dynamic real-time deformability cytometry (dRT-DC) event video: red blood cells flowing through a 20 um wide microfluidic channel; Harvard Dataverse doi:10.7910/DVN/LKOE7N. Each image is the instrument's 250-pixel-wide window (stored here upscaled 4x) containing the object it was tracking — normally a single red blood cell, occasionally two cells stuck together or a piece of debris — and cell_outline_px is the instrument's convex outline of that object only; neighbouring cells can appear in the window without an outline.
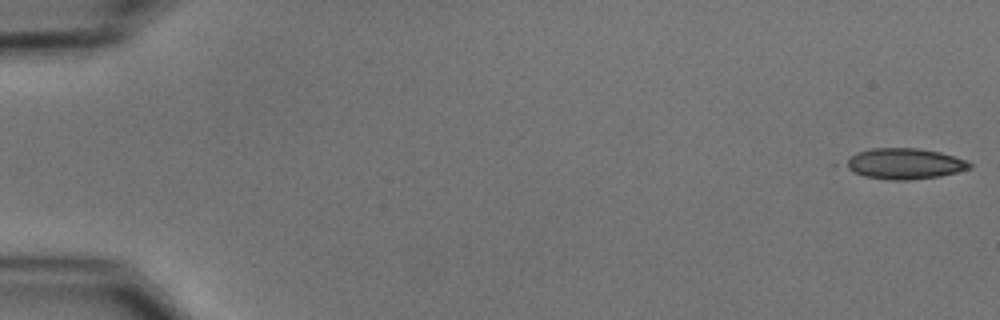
{"species": "common noctule bat (a hibernating species)", "species_latin": "Nyctalus noctula", "temperature_condition": "cold", "stored_images_in_passage": 24, "camera_frame_rate_fps": 3000, "um_per_image_px": 0.085, "animal": {"sex": "male", "body_mass_g": 15.6}, "frame": {"image": 1, "passage_image": 1, "time_ms": 0.0, "image_size_px": [1000, 320], "cell_outline_px": [[972, 168], [940, 176], [908, 180], [888, 180], [864, 176], [828, 164], [860, 152], [872, 148], [920, 148], [940, 152], [968, 160], [972, 164]], "centroid_in_image_um": [76.69, 13.91], "position_along_channel_um": 8.3, "area_um2": 23.24}}